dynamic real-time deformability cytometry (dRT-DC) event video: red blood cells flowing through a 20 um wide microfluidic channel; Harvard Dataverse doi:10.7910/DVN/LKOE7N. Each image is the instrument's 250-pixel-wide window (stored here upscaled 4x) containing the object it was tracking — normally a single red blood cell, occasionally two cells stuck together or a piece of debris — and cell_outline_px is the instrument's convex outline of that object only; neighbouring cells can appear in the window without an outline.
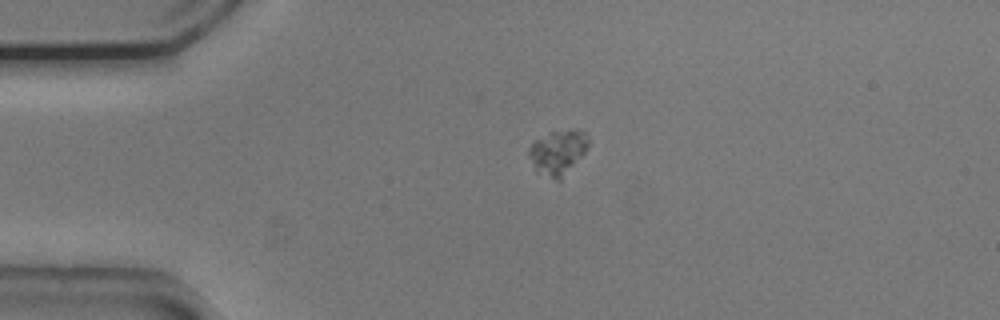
{"species": "common noctule bat (a hibernating species)", "species_latin": "Nyctalus noctula", "temperature_condition": "cold", "stored_images_in_passage": 31, "camera_frame_rate_fps": 3000, "um_per_image_px": 0.085, "animal": {"sex": "male", "body_mass_g": 20.5, "forearm_length_mm": 52.5}, "frame": {"image": 1, "passage_image": 1, "time_ms": 0.0, "image_size_px": [1000, 320], "cell_outline_px": [[588, 144], [584, 152], [560, 180], [556, 180], [536, 172], [528, 156], [528, 148], [536, 140], [548, 132], [584, 132], [588, 140]], "centroid_in_image_um": [47.34, 12.99], "position_along_channel_um": 37.7, "area_um2": 14.8}}
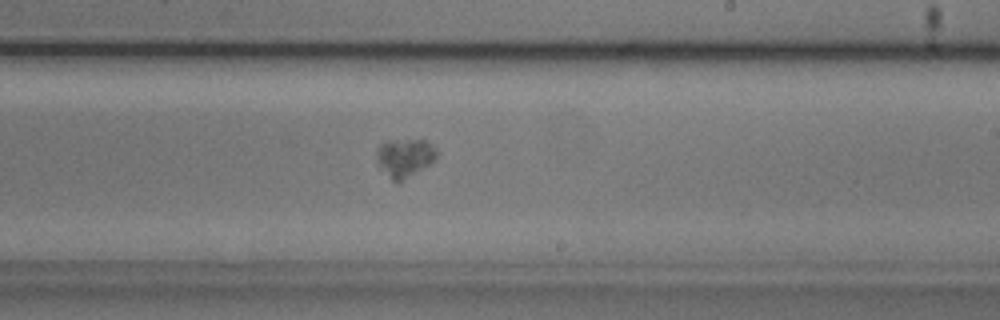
{"frame": {"image": 2, "passage_image": 21, "time_ms": 6.667, "image_size_px": [1000, 320], "cell_outline_px": [[440, 152], [428, 164], [396, 184], [392, 180], [380, 164], [376, 156], [376, 148], [384, 140], [424, 140], [432, 144]], "centroid_in_image_um": [34.4, 13.36], "position_along_channel_um": 254.6, "area_um2": 13.18}}
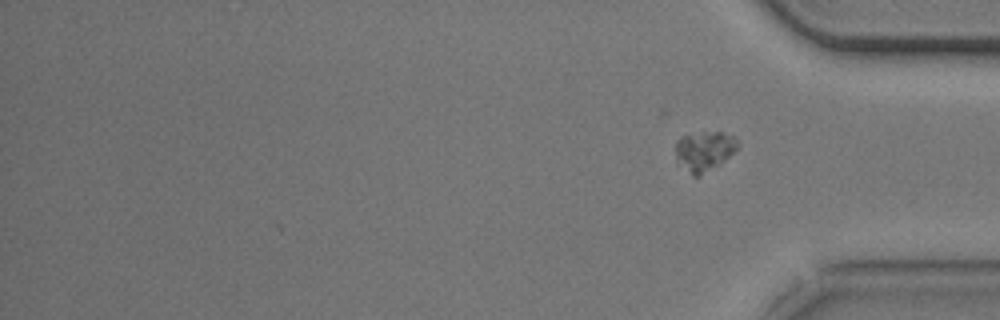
{"frame": {"image": 3, "passage_image": 31, "time_ms": 10.0, "image_size_px": [1000, 320], "cell_outline_px": [[740, 144], [724, 160], [700, 176], [692, 176], [676, 164], [676, 144], [680, 136], [704, 132], [720, 132], [732, 136]], "centroid_in_image_um": [59.8, 12.86], "position_along_channel_um": 375.4, "area_um2": 14.28}}